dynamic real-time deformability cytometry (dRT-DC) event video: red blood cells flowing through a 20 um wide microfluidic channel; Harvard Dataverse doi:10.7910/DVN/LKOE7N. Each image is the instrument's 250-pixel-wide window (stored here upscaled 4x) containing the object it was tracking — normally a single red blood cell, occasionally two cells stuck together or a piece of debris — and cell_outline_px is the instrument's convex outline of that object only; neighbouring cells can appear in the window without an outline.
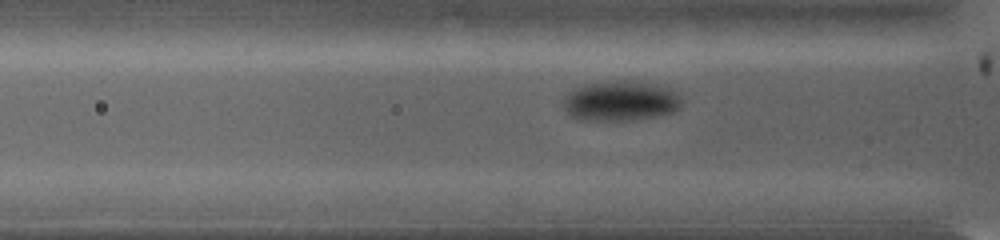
{"species": "common noctule bat (a hibernating species)", "species_latin": "Nyctalus noctula", "temperature_condition": "warm", "stored_images_in_passage": 61, "camera_frame_rate_fps": 5000, "um_per_image_px": 0.085, "animal": {"sex": "female", "body_mass_g": 19.0, "forearm_length_mm": 53.3}, "frame": {"image": 1, "passage_image": 14, "time_ms": 2.6, "image_size_px": [1000, 240], "cell_outline_px": [[680, 108], [672, 112], [632, 120], [580, 120], [572, 116], [564, 108], [564, 96], [572, 88], [580, 84], [604, 80], [608, 80], [660, 84], [676, 92], [680, 96]], "centroid_in_image_um": [52.69, 8.55], "position_along_channel_um": 73.1, "area_um2": 27.74}}
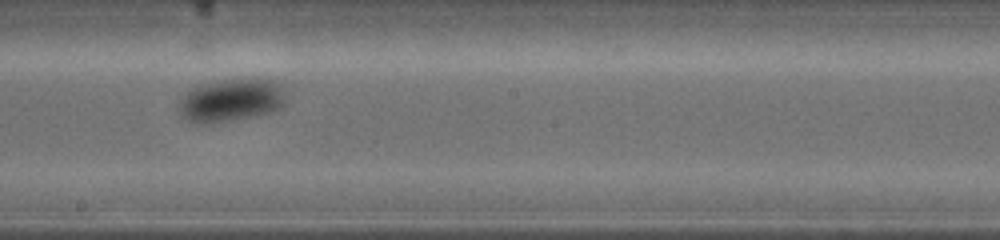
{"frame": {"image": 2, "passage_image": 34, "time_ms": 6.6, "image_size_px": [1000, 240], "cell_outline_px": [[284, 100], [272, 112], [212, 124], [196, 124], [188, 120], [180, 112], [180, 104], [184, 96], [196, 84], [212, 80], [236, 76], [256, 76], [272, 80], [280, 84]], "centroid_in_image_um": [19.62, 8.45], "position_along_channel_um": 228.6, "area_um2": 27.34}}
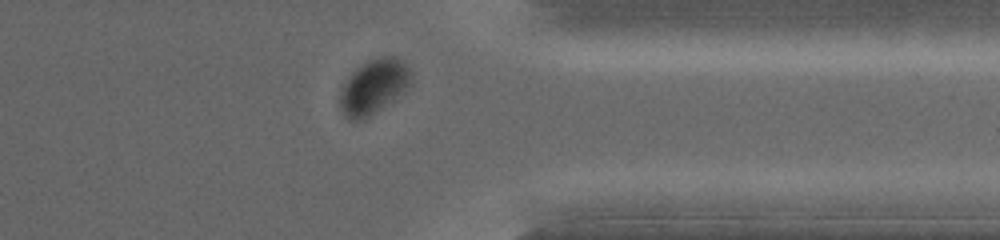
{"frame": {"image": 3, "passage_image": 54, "time_ms": 10.6, "image_size_px": [1000, 240], "cell_outline_px": [[412, 76], [408, 84], [400, 92], [368, 116], [360, 120], [352, 120], [344, 116], [340, 104], [340, 92], [344, 84], [352, 72], [368, 60], [380, 56], [392, 56], [400, 60], [408, 68]], "centroid_in_image_um": [31.71, 7.33], "position_along_channel_um": 379.7, "area_um2": 21.5}, "authors_computed_cell_mechanics": {"area_um2": 25.8944, "velocity_mm_per_s": 3.9066, "shape_relaxation_time_tau1_ms": 5.495, "shape_relaxation_time_tau2_ms": null, "deformation_change_tau1": 0.1429, "deformation_change_tau2": null}}